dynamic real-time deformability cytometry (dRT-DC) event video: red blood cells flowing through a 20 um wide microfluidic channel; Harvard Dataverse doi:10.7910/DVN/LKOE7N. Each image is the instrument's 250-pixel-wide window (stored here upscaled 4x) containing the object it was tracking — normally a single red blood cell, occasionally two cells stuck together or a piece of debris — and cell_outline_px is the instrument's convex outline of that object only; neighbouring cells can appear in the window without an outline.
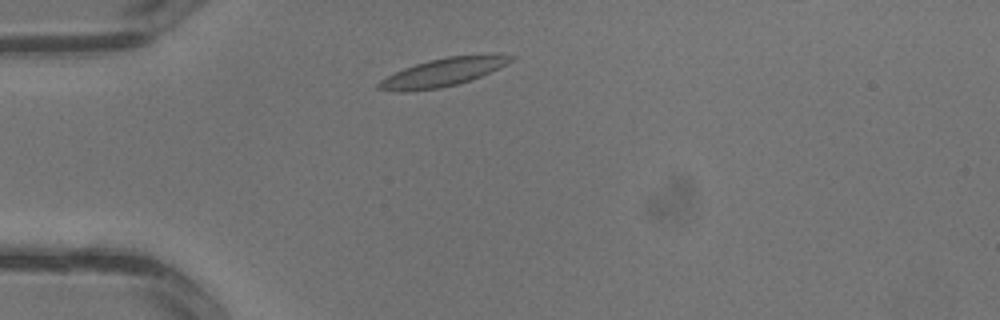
{"species": "common noctule bat (a hibernating species)", "species_latin": "Nyctalus noctula", "temperature_condition": "warm", "stored_images_in_passage": 1, "camera_frame_rate_fps": 3000, "um_per_image_px": 0.085, "animal": {"sex": "male", "body_mass_g": 13.3}, "frame": {"image": 1, "passage_image": 1, "time_ms": 0.0, "image_size_px": [1000, 320], "cell_outline_px": [[516, 56], [512, 60], [500, 68], [472, 80], [440, 88], [404, 92], [396, 92], [376, 88], [376, 84], [380, 80], [404, 68], [428, 60], [448, 56]], "centroid_in_image_um": [37.55, 6.18], "position_along_channel_um": 47.4, "area_um2": 21.15}}